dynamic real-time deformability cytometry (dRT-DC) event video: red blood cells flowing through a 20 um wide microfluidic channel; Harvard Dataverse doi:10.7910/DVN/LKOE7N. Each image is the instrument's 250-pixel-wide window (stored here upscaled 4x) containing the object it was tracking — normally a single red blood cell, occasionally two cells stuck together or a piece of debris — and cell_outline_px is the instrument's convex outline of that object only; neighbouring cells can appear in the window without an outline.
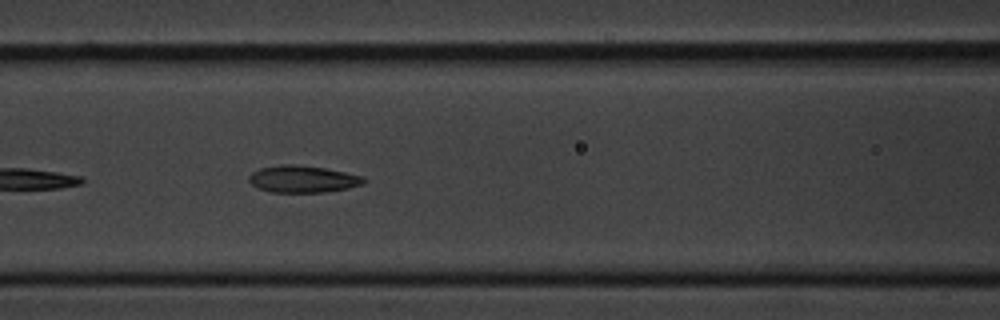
{"species": "common noctule bat (a hibernating species)", "species_latin": "Nyctalus noctula", "temperature_condition": "cold", "stored_images_in_passage": 7, "camera_frame_rate_fps": 3000, "um_per_image_px": 0.085, "animal": {"sex": "male", "body_mass_g": 20.1, "forearm_length_mm": 53.5}, "frame": {"image": 1, "passage_image": 7, "time_ms": 7.0, "image_size_px": [1000, 320], "cell_outline_px": [[368, 180], [364, 184], [348, 188], [324, 192], [268, 192], [256, 188], [248, 180], [248, 176], [252, 172], [260, 168], [280, 164], [296, 164], [324, 168], [364, 176]], "centroid_in_image_um": [25.73, 15.22], "position_along_channel_um": 140.9, "area_um2": 18.26}}